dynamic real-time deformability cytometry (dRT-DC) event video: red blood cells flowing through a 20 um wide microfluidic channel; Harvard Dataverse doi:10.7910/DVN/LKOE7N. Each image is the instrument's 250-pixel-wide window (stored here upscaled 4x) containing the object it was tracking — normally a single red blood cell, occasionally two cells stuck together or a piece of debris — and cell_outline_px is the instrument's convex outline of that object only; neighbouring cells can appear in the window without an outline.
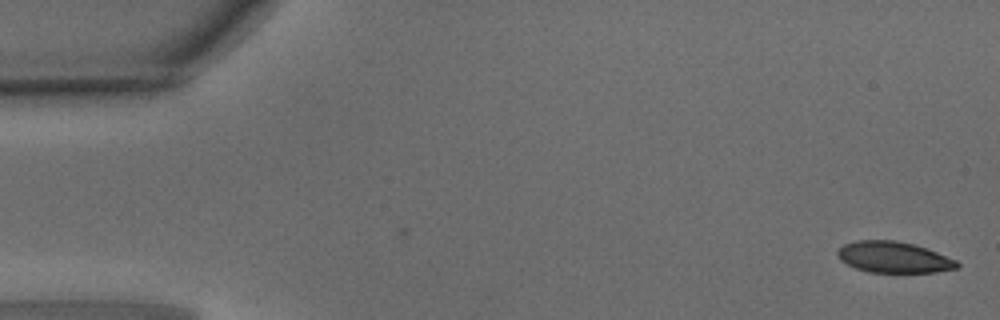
{"species": "common noctule bat (a hibernating species)", "species_latin": "Nyctalus noctula", "temperature_condition": "warm", "stored_images_in_passage": 48, "camera_frame_rate_fps": 3000, "um_per_image_px": 0.085, "animal": {"sex": "male", "body_mass_g": 15.6}, "frame": {"image": 1, "passage_image": 1, "time_ms": 0.0, "image_size_px": [1000, 320], "cell_outline_px": [[960, 268], [936, 272], [868, 272], [856, 268], [840, 260], [836, 252], [844, 244], [856, 240], [896, 240], [912, 244], [936, 252], [956, 260], [960, 264]], "centroid_in_image_um": [75.96, 21.87], "position_along_channel_um": 9.0, "area_um2": 21.56}}
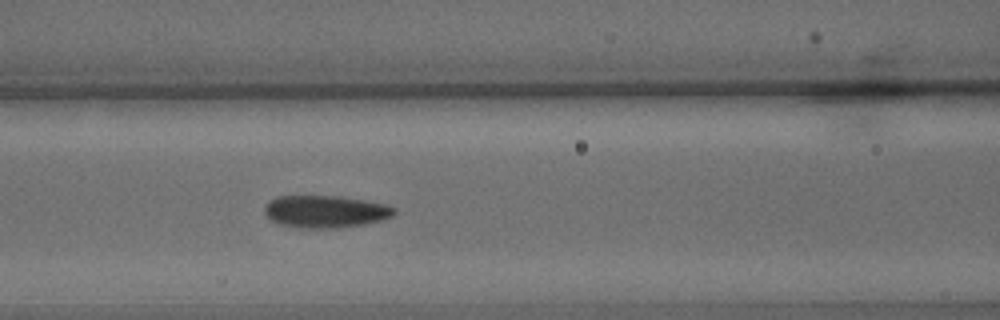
{"frame": {"image": 2, "passage_image": 20, "time_ms": 6.333, "image_size_px": [1000, 320], "cell_outline_px": [[396, 212], [392, 216], [380, 220], [364, 224], [332, 228], [308, 228], [280, 224], [272, 220], [264, 212], [264, 204], [268, 200], [276, 196], [336, 196], [388, 204], [396, 208]], "centroid_in_image_um": [27.64, 17.96], "position_along_channel_um": 139.0, "area_um2": 24.28}}
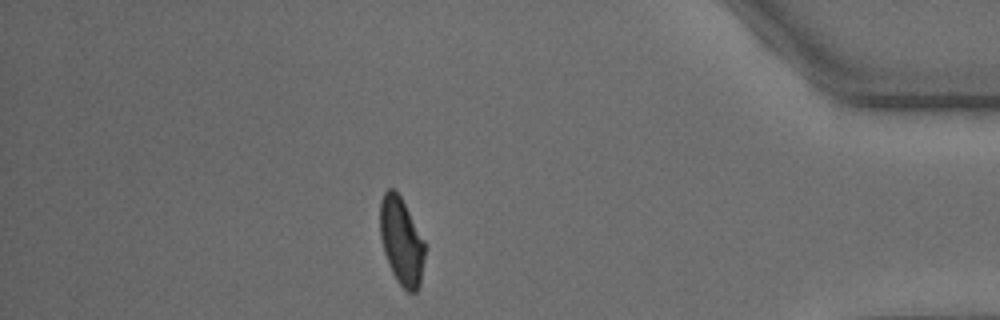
{"frame": {"image": 3, "passage_image": 42, "time_ms": 13.667, "image_size_px": [1000, 320], "cell_outline_px": [[424, 256], [420, 284], [416, 292], [408, 292], [396, 280], [388, 264], [384, 252], [380, 236], [380, 200], [384, 192], [388, 188], [392, 188], [400, 196], [424, 240]], "centroid_in_image_um": [34.1, 20.5], "position_along_channel_um": 401.1, "area_um2": 22.54}, "authors_computed_cell_mechanics": {"area_um2": 23.698, "velocity_mm_per_s": 4.1352, "shape_relaxation_time_tau1_ms": 4.5342, "shape_relaxation_time_tau2_ms": 1.4964, "deformation_change_tau1": 0.1581, "deformation_change_tau2": 0.0699}}